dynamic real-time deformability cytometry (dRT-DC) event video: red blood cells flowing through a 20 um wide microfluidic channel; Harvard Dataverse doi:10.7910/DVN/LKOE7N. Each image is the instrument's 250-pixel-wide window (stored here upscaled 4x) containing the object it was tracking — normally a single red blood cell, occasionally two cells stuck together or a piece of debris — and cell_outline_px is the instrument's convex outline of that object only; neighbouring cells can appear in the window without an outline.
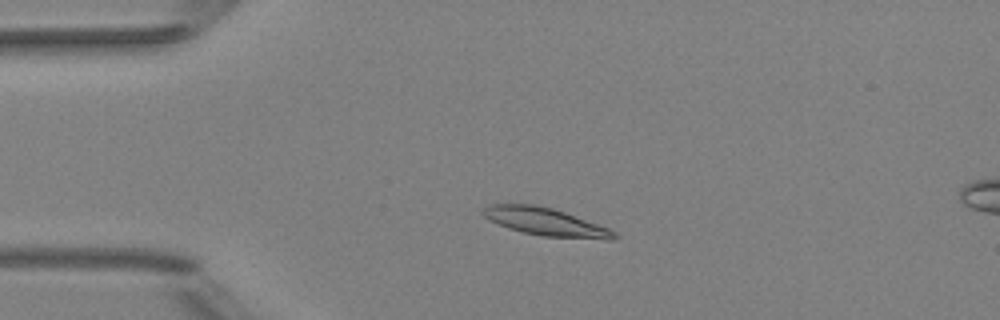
{"species": "Egyptian fruit bat (a non-hibernating species)", "species_latin": "Rousettus aegyptiacus", "temperature_condition": "room temperature", "stored_images_in_passage": 4, "camera_frame_rate_fps": 3000, "um_per_image_px": 0.085, "animal": {"sex": "female"}, "frame": {"image": 1, "passage_image": 2, "time_ms": 0.333, "image_size_px": [1000, 320], "cell_outline_px": [[620, 236], [616, 240], [608, 240], [540, 236], [508, 228], [488, 220], [480, 212], [488, 204], [536, 204], [552, 208], [564, 212], [608, 228], [616, 232]], "centroid_in_image_um": [46.39, 18.87], "position_along_channel_um": 38.6, "area_um2": 21.39}}